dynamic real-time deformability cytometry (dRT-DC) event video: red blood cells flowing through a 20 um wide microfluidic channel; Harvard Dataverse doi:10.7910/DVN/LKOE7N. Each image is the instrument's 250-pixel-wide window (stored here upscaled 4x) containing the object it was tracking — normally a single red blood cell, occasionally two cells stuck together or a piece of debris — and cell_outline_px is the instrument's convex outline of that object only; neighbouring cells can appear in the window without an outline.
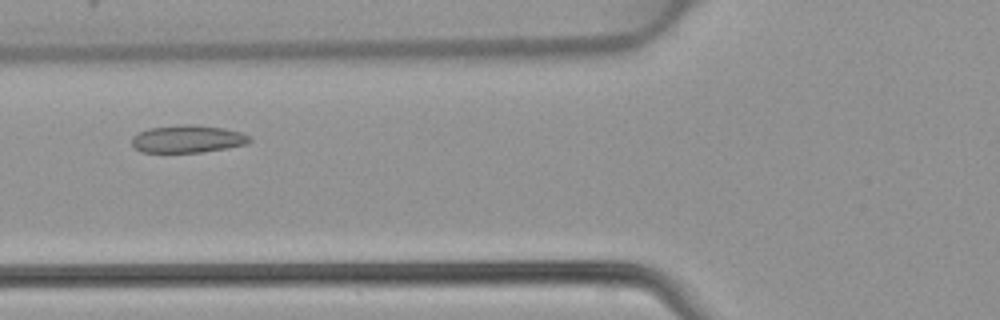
{"species": "common noctule bat (a hibernating species)", "species_latin": "Nyctalus noctula", "temperature_condition": "warm", "stored_images_in_passage": 41, "camera_frame_rate_fps": 3000, "um_per_image_px": 0.085, "animal": {"sex": "female", "body_mass_g": 22.7, "forearm_length_mm": 54.2}, "frame": {"image": 1, "passage_image": 12, "time_ms": 3.667, "image_size_px": [1000, 320], "cell_outline_px": [[252, 140], [248, 144], [228, 148], [200, 152], [140, 152], [132, 144], [132, 136], [148, 128], [180, 124], [192, 124], [224, 128], [240, 132], [248, 136]], "centroid_in_image_um": [15.95, 11.8], "position_along_channel_um": 109.8, "area_um2": 18.96}}
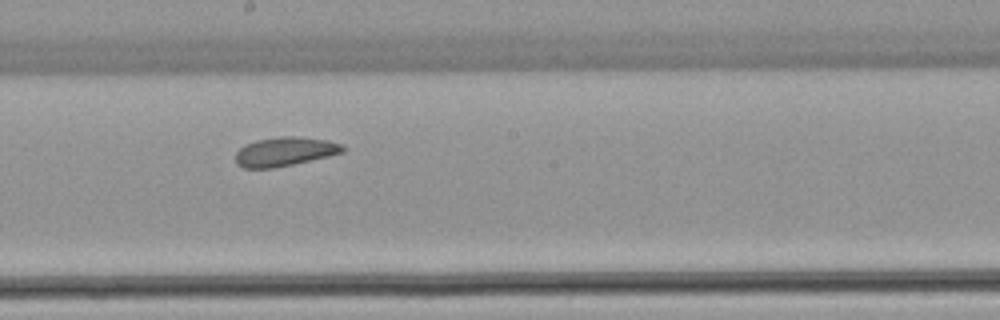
{"frame": {"image": 2, "passage_image": 20, "time_ms": 6.333, "image_size_px": [1000, 320], "cell_outline_px": [[344, 152], [328, 156], [292, 164], [272, 168], [244, 168], [236, 164], [236, 152], [240, 148], [256, 140], [280, 136], [296, 136], [328, 140], [344, 144]], "centroid_in_image_um": [24.22, 12.88], "position_along_channel_um": 224.0, "area_um2": 18.03}}
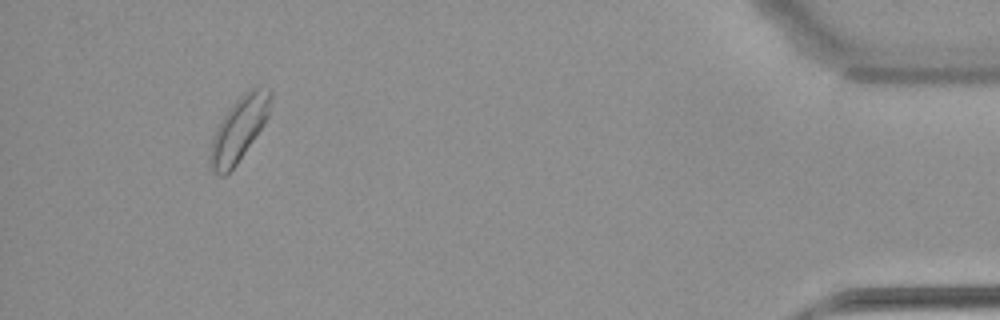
{"frame": {"image": 3, "passage_image": 38, "time_ms": 12.333, "image_size_px": [1000, 320], "cell_outline_px": [[272, 96], [268, 116], [236, 164], [224, 176], [220, 176], [208, 164], [208, 156], [212, 140], [216, 128], [220, 120], [228, 108], [248, 88], [256, 84], [272, 88]], "centroid_in_image_um": [20.31, 10.88], "position_along_channel_um": 414.9, "area_um2": 22.6}}